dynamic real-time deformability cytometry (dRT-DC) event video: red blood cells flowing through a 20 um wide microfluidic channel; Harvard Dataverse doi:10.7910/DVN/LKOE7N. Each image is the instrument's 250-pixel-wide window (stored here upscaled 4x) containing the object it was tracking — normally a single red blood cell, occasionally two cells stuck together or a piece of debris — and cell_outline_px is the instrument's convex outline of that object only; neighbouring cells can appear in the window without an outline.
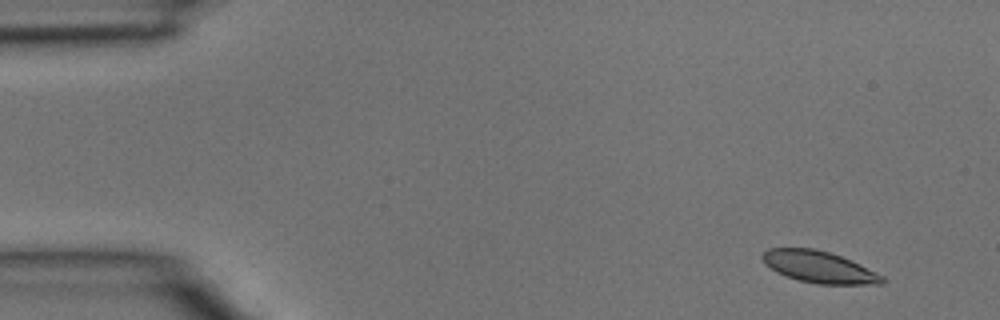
{"species": "common noctule bat (a hibernating species)", "species_latin": "Nyctalus noctula", "temperature_condition": "room temperature", "stored_images_in_passage": 4, "segment_of_instrument_passage": [2, 2], "camera_frame_rate_fps": 3000, "um_per_image_px": 0.085, "animal": {"sex": "male", "body_mass_g": 15.6}, "frame": {"image": 1, "passage_image": 4, "time_ms": 1.0, "image_size_px": [1000, 320], "cell_outline_px": [[884, 284], [816, 284], [800, 280], [776, 272], [764, 264], [760, 256], [768, 248], [812, 248], [828, 252], [852, 260], [884, 276]], "centroid_in_image_um": [69.61, 22.69], "position_along_channel_um": 15.4, "area_um2": 22.08}}